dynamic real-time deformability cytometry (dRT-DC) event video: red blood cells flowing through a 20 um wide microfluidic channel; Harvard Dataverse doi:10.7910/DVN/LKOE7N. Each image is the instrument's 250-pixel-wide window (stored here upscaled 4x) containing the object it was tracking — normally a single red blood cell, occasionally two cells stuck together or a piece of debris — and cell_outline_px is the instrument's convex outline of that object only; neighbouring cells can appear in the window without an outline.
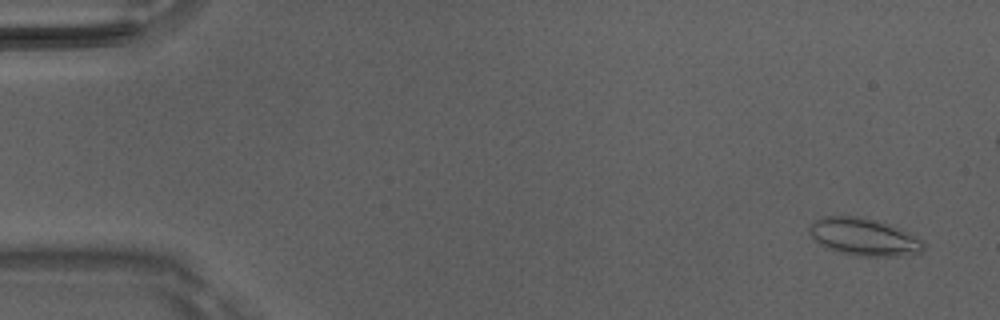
{"species": "Egyptian fruit bat (a non-hibernating species)", "species_latin": "Rousettus aegyptiacus", "temperature_condition": "room temperature", "stored_images_in_passage": 52, "camera_frame_rate_fps": 3000, "um_per_image_px": 0.085, "animal": {"sex": "male"}, "frame": {"image": 1, "passage_image": 3, "time_ms": 0.667, "image_size_px": [1000, 320], "cell_outline_px": [[924, 252], [900, 256], [852, 256], [828, 248], [820, 244], [808, 232], [808, 224], [824, 216], [860, 216], [888, 224], [924, 240]], "centroid_in_image_um": [73.42, 20.15], "position_along_channel_um": 11.6, "area_um2": 24.91}}
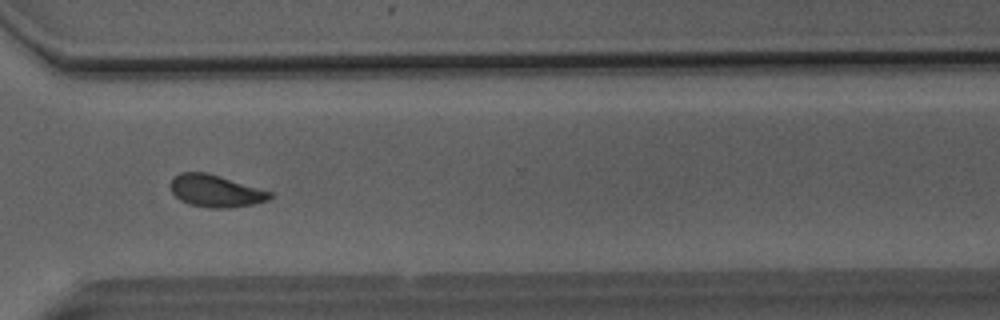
{"frame": {"image": 2, "passage_image": 38, "time_ms": 12.333, "image_size_px": [1000, 320], "cell_outline_px": [[272, 196], [268, 200], [252, 204], [228, 208], [208, 208], [188, 204], [180, 200], [172, 192], [172, 176], [180, 172], [208, 172], [272, 192]], "centroid_in_image_um": [18.31, 16.22], "position_along_channel_um": 352.3, "area_um2": 18.61}}
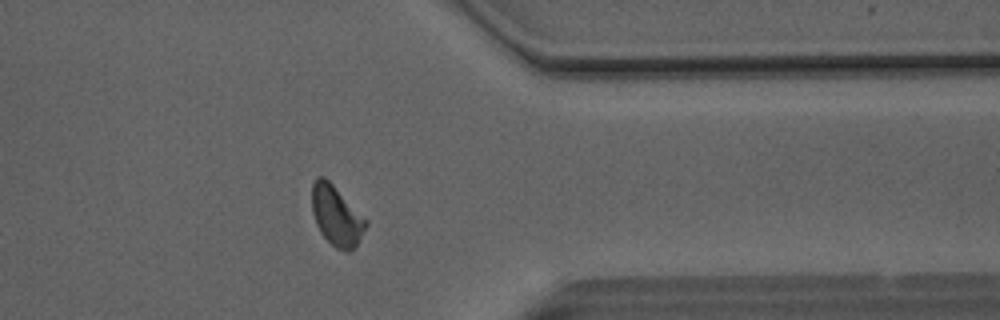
{"frame": {"image": 3, "passage_image": 41, "time_ms": 13.333, "image_size_px": [1000, 320], "cell_outline_px": [[368, 224], [352, 252], [344, 252], [336, 248], [320, 232], [316, 224], [312, 212], [312, 184], [316, 176], [324, 176], [368, 220]], "centroid_in_image_um": [28.6, 18.35], "position_along_channel_um": 382.8, "area_um2": 18.84}, "authors_computed_cell_mechanics": {"area_um2": 18.785, "velocity_mm_per_s": 4.0869, "shape_relaxation_time_tau1_ms": 2.618, "shape_relaxation_time_tau2_ms": 1.3638, "deformation_change_tau1": 0.1216, "deformation_change_tau2": 0.0806}}